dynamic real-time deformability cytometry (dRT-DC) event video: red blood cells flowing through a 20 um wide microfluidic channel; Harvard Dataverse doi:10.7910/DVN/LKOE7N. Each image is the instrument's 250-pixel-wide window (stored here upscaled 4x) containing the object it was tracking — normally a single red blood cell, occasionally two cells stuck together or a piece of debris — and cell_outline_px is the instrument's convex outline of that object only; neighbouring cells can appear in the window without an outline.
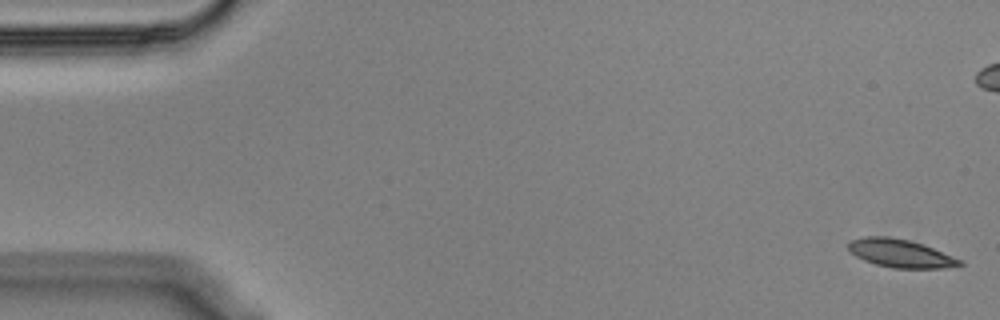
{"species": "Egyptian fruit bat (a non-hibernating species)", "species_latin": "Rousettus aegyptiacus", "temperature_condition": "cold", "stored_images_in_passage": 13, "camera_frame_rate_fps": 3000, "um_per_image_px": 0.085, "animal": {"sex": "male"}, "frame": {"image": 1, "passage_image": 1, "time_ms": 0.0, "image_size_px": [1000, 320], "cell_outline_px": [[964, 264], [940, 268], [892, 268], [876, 264], [864, 260], [856, 256], [848, 248], [848, 244], [852, 240], [864, 236], [888, 236], [908, 240], [924, 244], [964, 260]], "centroid_in_image_um": [76.57, 21.53], "position_along_channel_um": 8.4, "area_um2": 18.26}}